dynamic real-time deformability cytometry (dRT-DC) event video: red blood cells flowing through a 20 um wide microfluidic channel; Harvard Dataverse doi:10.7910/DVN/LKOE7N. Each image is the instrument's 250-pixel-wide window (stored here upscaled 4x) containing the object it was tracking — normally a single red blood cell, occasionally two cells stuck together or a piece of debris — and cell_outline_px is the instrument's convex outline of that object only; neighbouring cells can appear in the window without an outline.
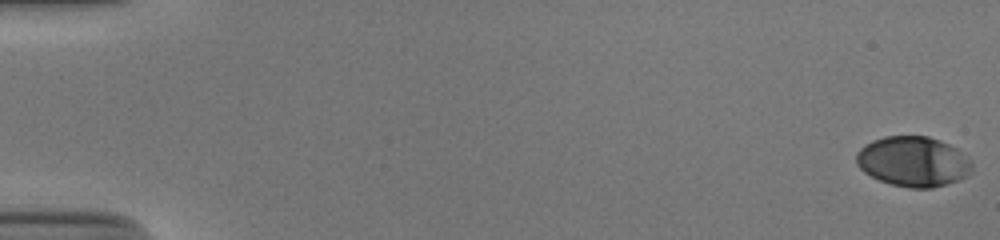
{"species": "human", "species_latin": "Homo sapiens", "temperature_condition": "cold", "stored_images_in_passage": 55, "camera_frame_rate_fps": 3000, "um_per_image_px": 0.085, "donor": {"sex": "male"}, "frame": {"image": 1, "passage_image": 1, "time_ms": 0.0, "image_size_px": [1000, 240], "cell_outline_px": [[972, 168], [968, 176], [932, 188], [908, 188], [892, 184], [880, 180], [864, 172], [856, 164], [856, 152], [864, 144], [872, 140], [884, 136], [928, 136], [940, 140], [956, 148], [972, 164]], "centroid_in_image_um": [77.58, 13.72], "position_along_channel_um": 7.4, "area_um2": 33.64}}
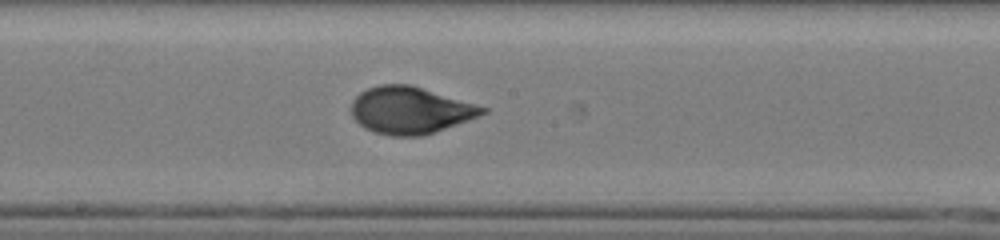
{"frame": {"image": 2, "passage_image": 31, "time_ms": 10.0, "image_size_px": [1000, 240], "cell_outline_px": [[488, 112], [468, 120], [424, 136], [392, 136], [376, 132], [364, 128], [352, 116], [352, 100], [360, 92], [368, 88], [380, 84], [408, 84], [488, 108]], "centroid_in_image_um": [34.85, 9.38], "position_along_channel_um": 213.4, "area_um2": 35.55}}
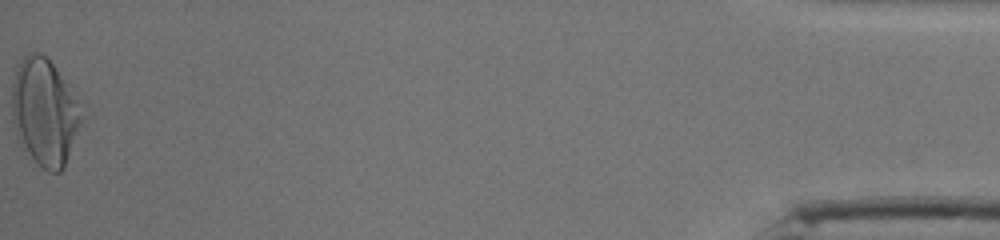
{"frame": {"image": 3, "passage_image": 55, "time_ms": 18.0, "image_size_px": [1000, 240], "cell_outline_px": [[92, 116], [64, 168], [60, 172], [48, 172], [20, 148], [12, 124], [12, 84], [20, 60], [28, 52], [40, 52], [52, 64], [84, 104]], "centroid_in_image_um": [3.93, 9.61], "position_along_channel_um": 431.3, "area_um2": 46.07}, "authors_computed_cell_mechanics": {"area_um2": 34.9112, "velocity_mm_per_s": 3.8509, "shape_relaxation_time_tau1_ms": 3.3822, "shape_relaxation_time_tau2_ms": null, "deformation_change_tau1": 0.1752, "deformation_change_tau2": null}}